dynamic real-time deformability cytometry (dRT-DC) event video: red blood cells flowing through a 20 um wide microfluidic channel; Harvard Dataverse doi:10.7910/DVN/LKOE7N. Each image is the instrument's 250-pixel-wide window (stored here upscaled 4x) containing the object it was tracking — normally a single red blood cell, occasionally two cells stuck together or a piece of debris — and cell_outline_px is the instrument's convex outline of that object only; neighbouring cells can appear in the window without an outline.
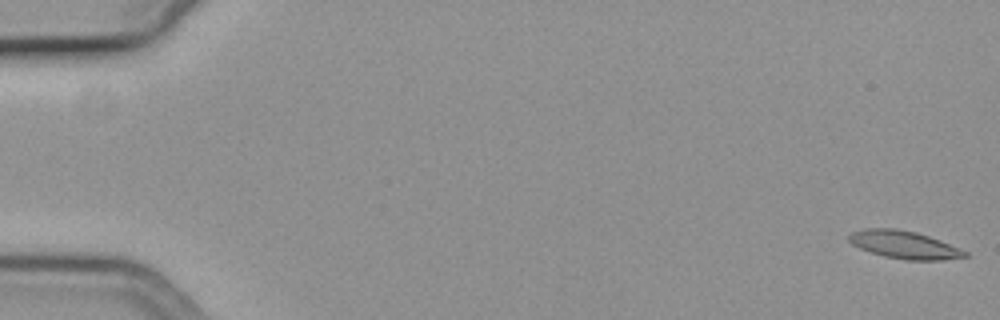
{"species": "common noctule bat (a hibernating species)", "species_latin": "Nyctalus noctula", "temperature_condition": "cold", "stored_images_in_passage": 14, "camera_frame_rate_fps": 3000, "um_per_image_px": 0.085, "animal": {"sex": "female", "body_mass_g": 19.3, "forearm_length_mm": 54.1}, "frame": {"image": 1, "passage_image": 1, "time_ms": 0.0, "image_size_px": [1000, 320], "cell_outline_px": [[968, 256], [944, 260], [904, 260], [884, 256], [860, 248], [852, 244], [848, 240], [848, 236], [852, 232], [864, 228], [896, 228], [916, 232], [940, 240], [968, 252]], "centroid_in_image_um": [76.85, 20.8], "position_along_channel_um": 8.2, "area_um2": 18.73}}